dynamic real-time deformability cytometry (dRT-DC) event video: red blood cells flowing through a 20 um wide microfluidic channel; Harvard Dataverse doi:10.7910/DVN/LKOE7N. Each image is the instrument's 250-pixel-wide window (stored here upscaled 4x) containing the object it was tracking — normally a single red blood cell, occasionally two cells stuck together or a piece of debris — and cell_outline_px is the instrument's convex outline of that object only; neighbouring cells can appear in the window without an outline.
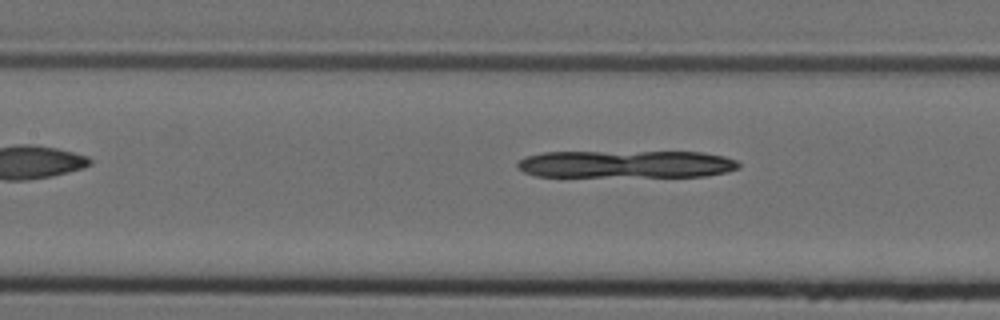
{"species": "Egyptian fruit bat (a non-hibernating species)", "species_latin": "Rousettus aegyptiacus", "temperature_condition": "cold", "stored_images_in_passage": 40, "camera_frame_rate_fps": 3000, "um_per_image_px": 0.085, "animal": {"sex": "female"}, "frame": {"image": 1, "passage_image": 9, "time_ms": 2.667, "image_size_px": [1000, 320], "cell_outline_px": [[740, 168], [728, 172], [704, 176], [536, 176], [524, 172], [516, 168], [516, 164], [524, 156], [544, 152], [704, 152], [724, 156], [736, 160], [740, 164]], "centroid_in_image_um": [53.22, 13.95], "position_along_channel_um": 154.2, "area_um2": 35.6}}
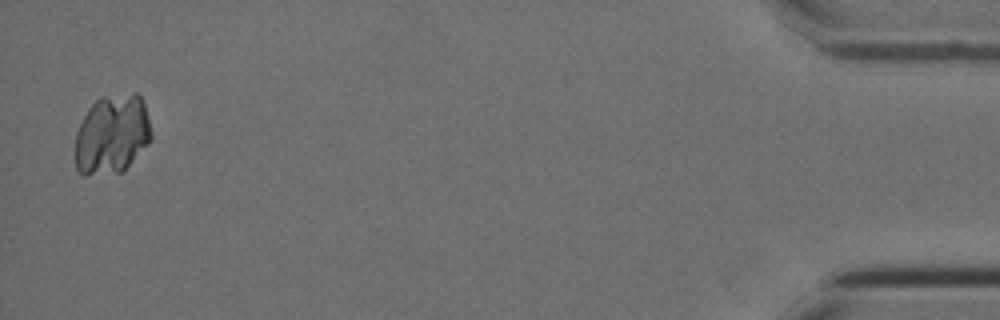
{"frame": {"image": 2, "passage_image": 39, "time_ms": 12.667, "image_size_px": [1000, 320], "cell_outline_px": [[152, 140], [120, 172], [84, 176], [76, 168], [76, 132], [88, 108], [100, 96], [136, 92], [140, 96], [144, 104], [152, 132]], "centroid_in_image_um": [9.52, 11.4], "position_along_channel_um": 425.7, "area_um2": 35.14}}